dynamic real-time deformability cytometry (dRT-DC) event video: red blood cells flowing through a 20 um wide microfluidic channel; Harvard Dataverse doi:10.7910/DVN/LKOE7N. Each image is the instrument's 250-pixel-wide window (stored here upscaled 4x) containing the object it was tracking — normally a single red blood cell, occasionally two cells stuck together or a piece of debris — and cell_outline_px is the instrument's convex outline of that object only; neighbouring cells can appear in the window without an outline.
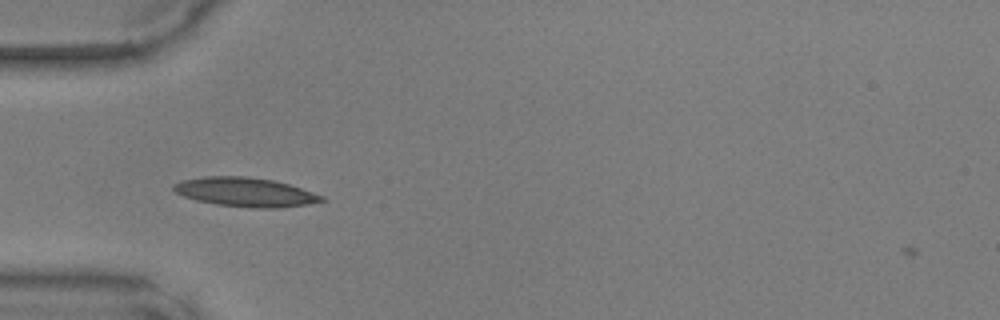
{"species": "common noctule bat (a hibernating species)", "species_latin": "Nyctalus noctula", "temperature_condition": "warm", "stored_images_in_passage": 36, "camera_frame_rate_fps": 3000, "um_per_image_px": 0.085, "animal": {"sex": "male", "body_mass_g": 17.9, "forearm_length_mm": 54.2}, "frame": {"image": 1, "passage_image": 3, "time_ms": 0.667, "image_size_px": [1000, 320], "cell_outline_px": [[328, 200], [308, 204], [276, 208], [248, 208], [216, 204], [196, 200], [184, 196], [176, 192], [172, 188], [172, 184], [184, 180], [208, 176], [248, 176], [272, 180], [288, 184], [324, 196]], "centroid_in_image_um": [20.87, 16.33], "position_along_channel_um": 64.1, "area_um2": 25.03}}
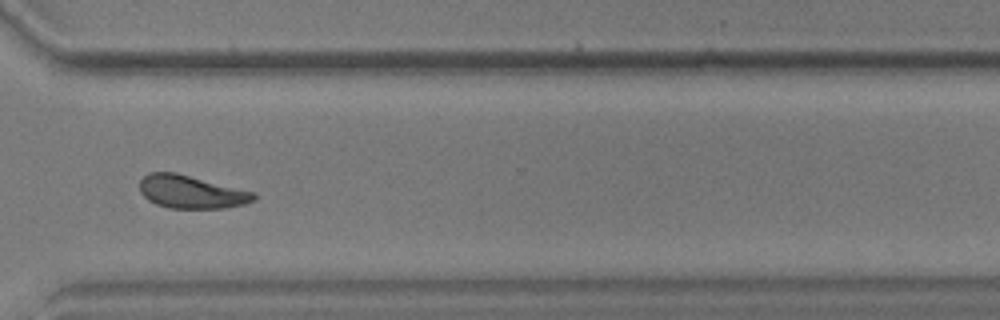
{"frame": {"image": 2, "passage_image": 24, "time_ms": 7.667, "image_size_px": [1000, 320], "cell_outline_px": [[256, 200], [244, 204], [224, 208], [168, 208], [156, 204], [148, 200], [140, 192], [140, 180], [148, 172], [176, 172], [256, 192]], "centroid_in_image_um": [16.27, 16.3], "position_along_channel_um": 354.3, "area_um2": 22.14}}
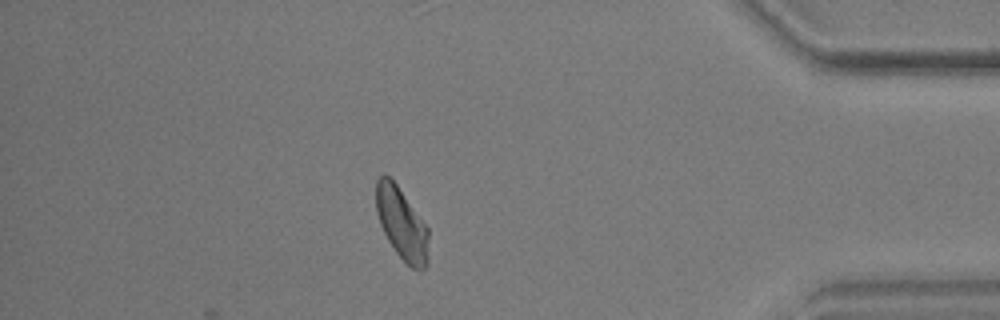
{"frame": {"image": 3, "passage_image": 30, "time_ms": 9.667, "image_size_px": [1000, 320], "cell_outline_px": [[428, 264], [420, 272], [412, 268], [396, 252], [388, 240], [380, 224], [376, 212], [376, 180], [384, 172], [396, 184], [428, 228]], "centroid_in_image_um": [34.14, 19.02], "position_along_channel_um": 401.1, "area_um2": 21.85}}